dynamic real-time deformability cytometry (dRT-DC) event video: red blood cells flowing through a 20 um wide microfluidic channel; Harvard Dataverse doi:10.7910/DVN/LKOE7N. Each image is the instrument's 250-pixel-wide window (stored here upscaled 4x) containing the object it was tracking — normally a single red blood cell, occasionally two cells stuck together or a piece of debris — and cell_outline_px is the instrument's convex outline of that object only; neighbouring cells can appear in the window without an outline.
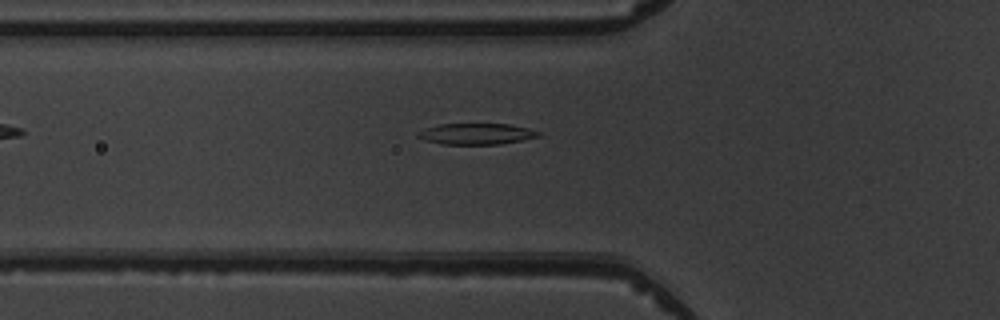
{"species": "common noctule bat (a hibernating species)", "species_latin": "Nyctalus noctula", "temperature_condition": "warm", "stored_images_in_passage": 3, "camera_frame_rate_fps": 3000, "um_per_image_px": 0.085, "animal": {"sex": "male", "body_mass_g": 19.5, "forearm_length_mm": 54.6}, "frame": {"image": 1, "passage_image": 3, "time_ms": 3.333, "image_size_px": [1000, 320], "cell_outline_px": [[544, 132], [540, 136], [500, 144], [440, 144], [416, 136], [416, 132], [424, 128], [440, 124], [512, 124]], "centroid_in_image_um": [40.52, 11.37], "position_along_channel_um": 85.3, "area_um2": 14.85}}